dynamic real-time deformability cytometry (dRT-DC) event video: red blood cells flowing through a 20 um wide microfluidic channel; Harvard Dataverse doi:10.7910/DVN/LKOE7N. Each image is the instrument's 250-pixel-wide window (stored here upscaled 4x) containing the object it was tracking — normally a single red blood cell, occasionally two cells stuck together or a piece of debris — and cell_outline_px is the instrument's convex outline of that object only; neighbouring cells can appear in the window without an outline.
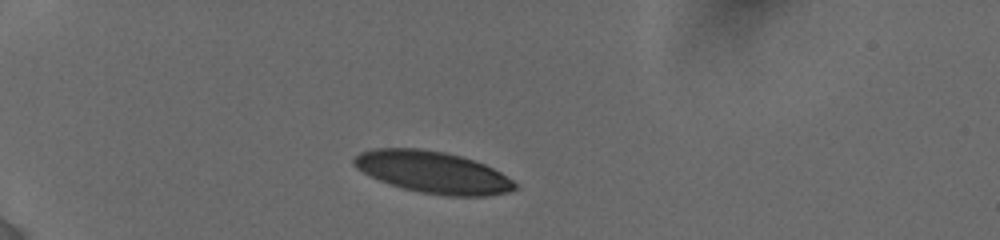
{"species": "human", "species_latin": "Homo sapiens", "temperature_condition": "cold", "stored_images_in_passage": 74, "camera_frame_rate_fps": 3000, "um_per_image_px": 0.085, "donor": {"sex": "female"}, "frame": {"image": 1, "passage_image": 1, "time_ms": 0.0, "image_size_px": [1000, 240], "cell_outline_px": [[516, 188], [508, 192], [488, 196], [444, 196], [420, 192], [404, 188], [380, 180], [356, 168], [352, 164], [352, 160], [360, 152], [372, 148], [420, 148], [444, 152], [460, 156], [484, 164], [500, 172], [512, 180], [516, 184]], "centroid_in_image_um": [36.78, 14.63], "position_along_channel_um": 48.2, "area_um2": 38.96}}
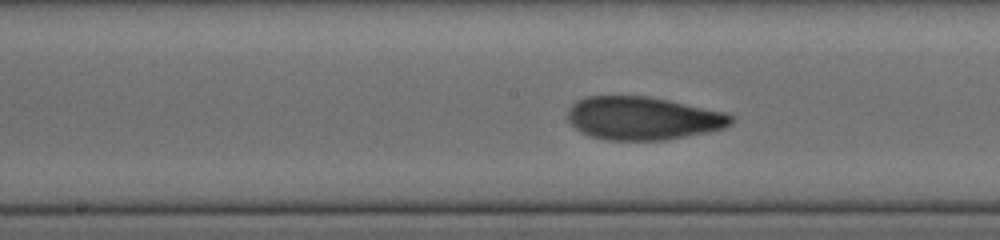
{"frame": {"image": 2, "passage_image": 23, "time_ms": 5.0, "image_size_px": [1000, 240], "cell_outline_px": [[732, 124], [724, 128], [708, 132], [664, 140], [608, 140], [588, 136], [580, 132], [568, 120], [568, 108], [576, 100], [588, 96], [648, 96], [668, 100], [724, 112], [732, 116]], "centroid_in_image_um": [54.61, 10.05], "position_along_channel_um": 193.6, "area_um2": 41.04}}
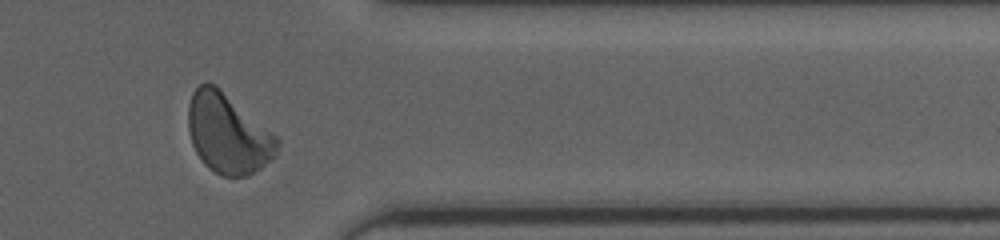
{"frame": {"image": 3, "passage_image": 56, "time_ms": 10.333, "image_size_px": [1000, 240], "cell_outline_px": [[280, 144], [276, 156], [260, 168], [248, 176], [220, 176], [208, 168], [204, 164], [196, 152], [192, 144], [188, 128], [188, 104], [192, 92], [200, 84], [208, 80], [216, 84], [276, 136], [280, 140]], "centroid_in_image_um": [19.36, 11.35], "position_along_channel_um": 392.0, "area_um2": 41.56}, "authors_computed_cell_mechanics": {"area_um2": 40.171, "velocity_mm_per_s": 3.8254, "shape_relaxation_time_tau1_ms": 3.5372, "shape_relaxation_time_tau2_ms": 0.9157, "deformation_change_tau1": 0.1658, "deformation_change_tau2": 0.0638}}